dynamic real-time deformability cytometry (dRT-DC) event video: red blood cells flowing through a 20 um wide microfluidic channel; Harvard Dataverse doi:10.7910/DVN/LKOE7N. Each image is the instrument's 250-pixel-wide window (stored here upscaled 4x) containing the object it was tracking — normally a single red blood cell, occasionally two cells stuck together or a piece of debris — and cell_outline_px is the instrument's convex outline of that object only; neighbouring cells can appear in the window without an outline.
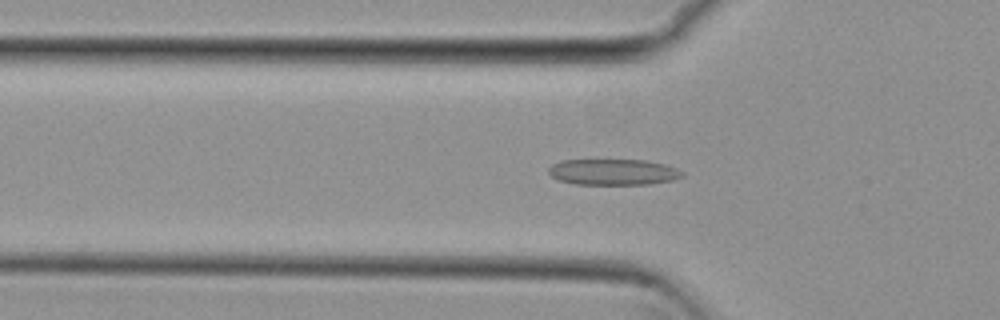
{"species": "common noctule bat (a hibernating species)", "species_latin": "Nyctalus noctula", "temperature_condition": "cold", "stored_images_in_passage": 54, "camera_frame_rate_fps": 3000, "um_per_image_px": 0.085, "animal": {"sex": "female", "body_mass_g": 29.2, "forearm_length_mm": 56.3}, "frame": {"image": 1, "passage_image": 18, "time_ms": 5.667, "image_size_px": [1000, 320], "cell_outline_px": [[684, 176], [672, 180], [648, 184], [576, 184], [556, 180], [548, 172], [548, 168], [552, 164], [560, 160], [648, 160], [664, 164], [676, 168], [684, 172]], "centroid_in_image_um": [52.11, 14.62], "position_along_channel_um": 73.7, "area_um2": 20.35}}
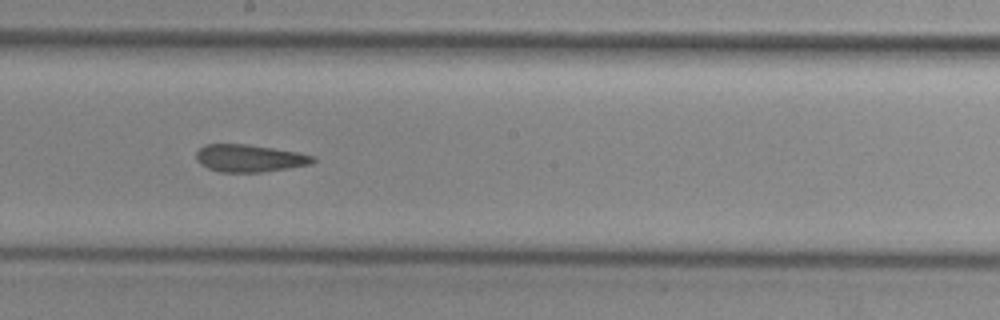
{"frame": {"image": 2, "passage_image": 30, "time_ms": 9.667, "image_size_px": [1000, 320], "cell_outline_px": [[316, 160], [312, 164], [288, 168], [260, 172], [220, 172], [208, 168], [200, 164], [196, 160], [196, 152], [204, 144], [248, 144], [300, 152], [316, 156]], "centroid_in_image_um": [21.23, 13.44], "position_along_channel_um": 227.0, "area_um2": 18.84}}
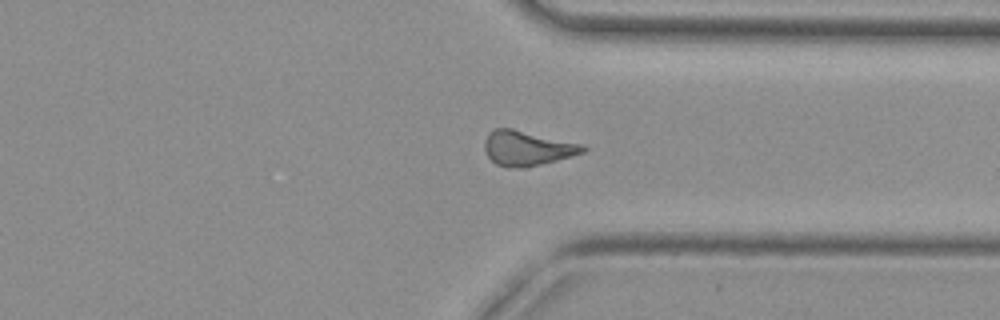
{"frame": {"image": 3, "passage_image": 41, "time_ms": 13.333, "image_size_px": [1000, 320], "cell_outline_px": [[588, 148], [584, 152], [556, 160], [524, 168], [508, 168], [496, 164], [488, 156], [484, 148], [484, 140], [488, 132], [496, 128], [512, 128], [584, 144]], "centroid_in_image_um": [44.8, 12.59], "position_along_channel_um": 366.6, "area_um2": 20.06}, "authors_computed_cell_mechanics": {"area_um2": 19.4786, "velocity_mm_per_s": 3.8206, "shape_relaxation_time_tau1_ms": null, "shape_relaxation_time_tau2_ms": 2.8082, "deformation_change_tau1": null, "deformation_change_tau2": 0.1222}}